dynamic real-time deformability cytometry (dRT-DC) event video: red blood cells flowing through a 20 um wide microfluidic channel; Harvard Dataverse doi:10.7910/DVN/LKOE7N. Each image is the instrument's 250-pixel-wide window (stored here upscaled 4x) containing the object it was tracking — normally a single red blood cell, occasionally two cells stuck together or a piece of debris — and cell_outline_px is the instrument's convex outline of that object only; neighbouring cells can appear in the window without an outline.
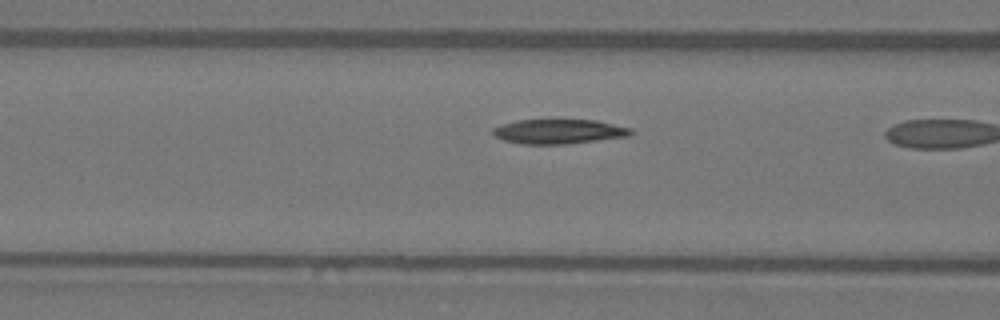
{"species": "Egyptian fruit bat (a non-hibernating species)", "species_latin": "Rousettus aegyptiacus", "temperature_condition": "warm", "stored_images_in_passage": 9, "camera_frame_rate_fps": 3000, "um_per_image_px": 0.085, "animal": {"sex": "female"}, "frame": {"image": 1, "passage_image": 8, "time_ms": 2.333, "image_size_px": [1000, 320], "cell_outline_px": [[632, 136], [568, 144], [520, 144], [504, 140], [496, 136], [492, 132], [492, 128], [516, 120], [596, 120], [632, 128]], "centroid_in_image_um": [47.54, 11.18], "position_along_channel_um": 119.1, "area_um2": 19.83}}